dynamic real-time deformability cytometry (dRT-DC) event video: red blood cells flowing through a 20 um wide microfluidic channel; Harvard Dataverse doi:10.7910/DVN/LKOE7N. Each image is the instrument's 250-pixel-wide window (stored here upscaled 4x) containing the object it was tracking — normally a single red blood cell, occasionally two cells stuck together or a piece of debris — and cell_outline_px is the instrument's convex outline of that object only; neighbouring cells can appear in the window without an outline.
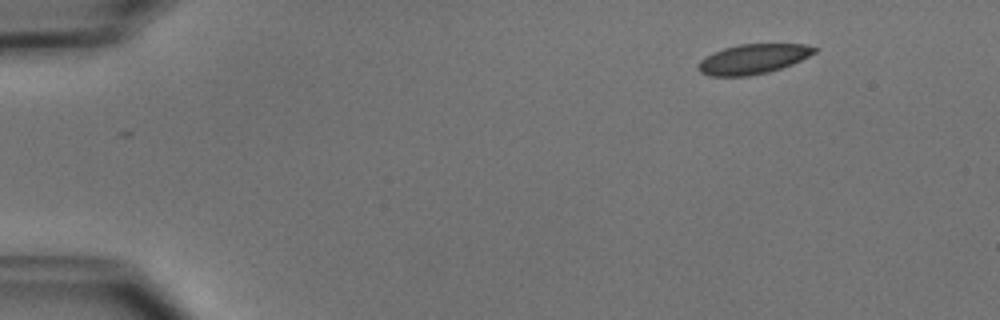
{"species": "common noctule bat (a hibernating species)", "species_latin": "Nyctalus noctula", "temperature_condition": "cold", "stored_images_in_passage": 46, "camera_frame_rate_fps": 3000, "um_per_image_px": 0.085, "animal": {"sex": "male", "body_mass_g": 15.6}, "frame": {"image": 1, "passage_image": 1, "time_ms": 0.0, "image_size_px": [1000, 320], "cell_outline_px": [[820, 48], [816, 52], [792, 64], [768, 72], [748, 76], [708, 76], [700, 72], [696, 68], [700, 60], [704, 56], [712, 52], [724, 48], [740, 44], [804, 44]], "centroid_in_image_um": [63.97, 5.01], "position_along_channel_um": 21.0, "area_um2": 20.29}}
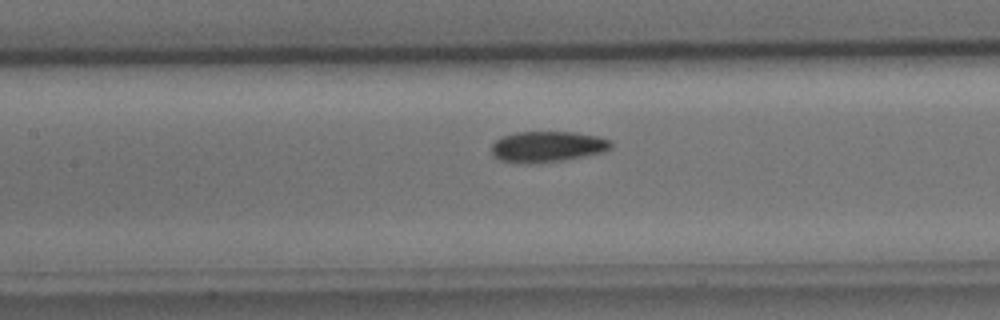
{"frame": {"image": 2, "passage_image": 19, "time_ms": 6.0, "image_size_px": [1000, 320], "cell_outline_px": [[612, 148], [604, 152], [560, 160], [500, 160], [492, 156], [492, 144], [500, 136], [516, 132], [576, 132], [596, 136], [612, 140]], "centroid_in_image_um": [46.57, 12.4], "position_along_channel_um": 160.8, "area_um2": 20.63}}
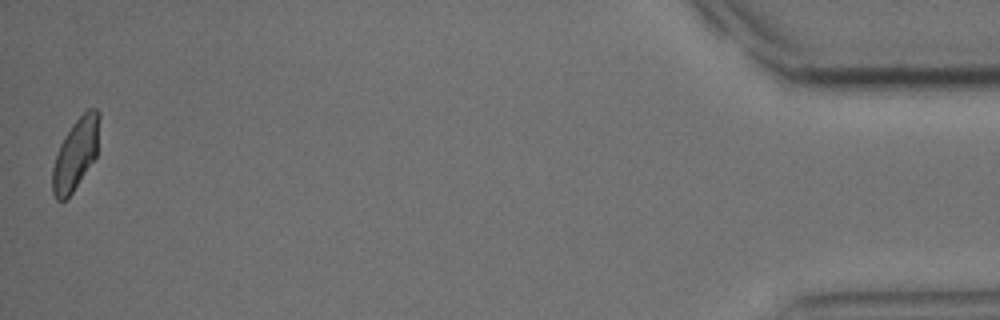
{"frame": {"image": 3, "passage_image": 46, "time_ms": 15.0, "image_size_px": [1000, 320], "cell_outline_px": [[100, 116], [96, 156], [72, 192], [64, 200], [56, 200], [52, 192], [52, 168], [60, 144], [64, 136], [72, 124], [88, 108], [96, 108], [100, 112]], "centroid_in_image_um": [6.42, 13.06], "position_along_channel_um": 428.8, "area_um2": 19.25}, "authors_computed_cell_mechanics": {"area_um2": 20.7791, "velocity_mm_per_s": 3.9149, "shape_relaxation_time_tau1_ms": 4.4112, "shape_relaxation_time_tau2_ms": 6.6892, "deformation_change_tau1": 0.1143, "deformation_change_tau2": 0.0977}}